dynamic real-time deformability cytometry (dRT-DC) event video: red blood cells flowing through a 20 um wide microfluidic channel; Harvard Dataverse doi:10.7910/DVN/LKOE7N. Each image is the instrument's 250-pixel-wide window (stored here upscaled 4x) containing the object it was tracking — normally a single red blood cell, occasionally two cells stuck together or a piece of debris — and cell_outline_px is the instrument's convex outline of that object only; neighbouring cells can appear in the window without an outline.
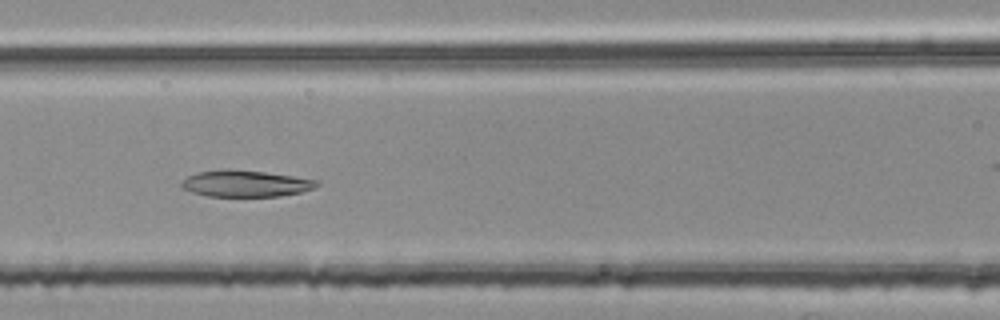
{"species": "common noctule bat (a hibernating species)", "species_latin": "Nyctalus noctula", "temperature_condition": "room temperature", "stored_images_in_passage": 51, "camera_frame_rate_fps": 3000, "um_per_image_px": 0.085, "animal": {"sex": "female", "body_mass_g": 25.1}, "frame": {"image": 1, "passage_image": 22, "time_ms": 7.0, "image_size_px": [1000, 320], "cell_outline_px": [[320, 184], [316, 188], [300, 192], [280, 196], [208, 196], [192, 192], [180, 188], [180, 184], [188, 176], [196, 172], [228, 168], [264, 172], [292, 176], [316, 180]], "centroid_in_image_um": [20.84, 15.59], "position_along_channel_um": 145.8, "area_um2": 20.92}}
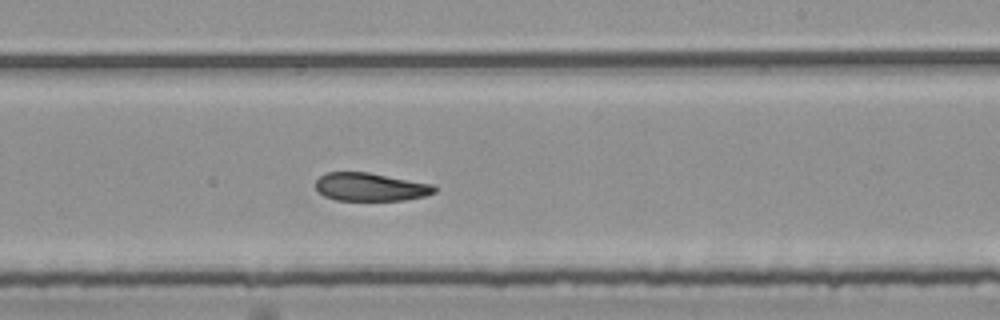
{"frame": {"image": 2, "passage_image": 31, "time_ms": 10.0, "image_size_px": [1000, 320], "cell_outline_px": [[440, 188], [436, 192], [424, 196], [404, 200], [336, 200], [324, 196], [316, 188], [316, 180], [324, 172], [368, 172], [436, 184]], "centroid_in_image_um": [31.55, 15.88], "position_along_channel_um": 257.5, "area_um2": 19.77}}
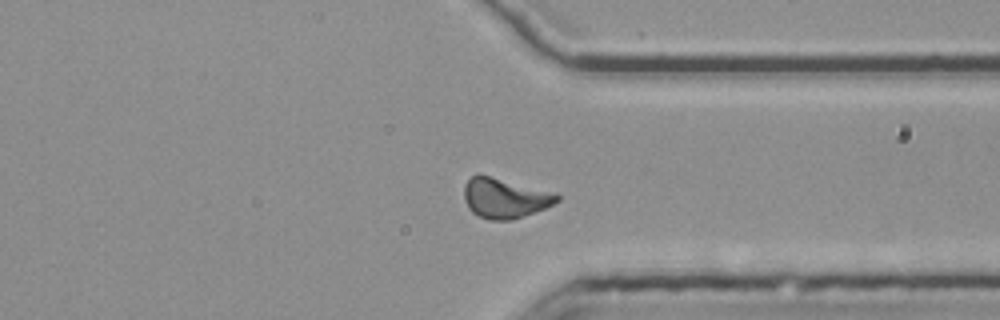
{"frame": {"image": 3, "passage_image": 40, "time_ms": 13.0, "image_size_px": [1000, 320], "cell_outline_px": [[560, 200], [544, 208], [512, 220], [488, 220], [472, 212], [468, 208], [464, 200], [464, 184], [472, 176], [480, 172], [556, 192], [560, 196]], "centroid_in_image_um": [42.9, 16.8], "position_along_channel_um": 368.5, "area_um2": 22.14}}